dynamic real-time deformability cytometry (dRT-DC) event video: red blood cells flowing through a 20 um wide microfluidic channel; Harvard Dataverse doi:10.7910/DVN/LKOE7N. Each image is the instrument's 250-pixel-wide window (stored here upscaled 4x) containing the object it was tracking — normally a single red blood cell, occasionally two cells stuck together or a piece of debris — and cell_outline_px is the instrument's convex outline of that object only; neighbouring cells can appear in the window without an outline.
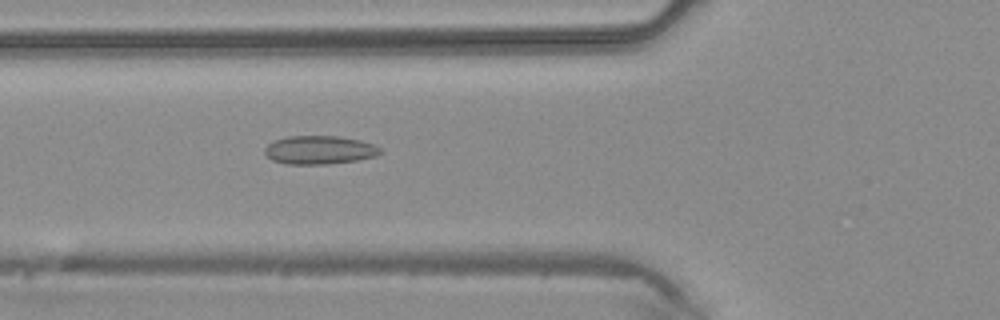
{"species": "common noctule bat (a hibernating species)", "species_latin": "Nyctalus noctula", "temperature_condition": "warm", "stored_images_in_passage": 40, "camera_frame_rate_fps": 3000, "um_per_image_px": 0.085, "animal": {"sex": "male", "body_mass_g": 20.4}, "frame": {"image": 1, "passage_image": 13, "time_ms": 4.0, "image_size_px": [1000, 320], "cell_outline_px": [[380, 152], [376, 156], [356, 160], [328, 164], [288, 164], [272, 160], [264, 152], [264, 148], [268, 144], [276, 140], [288, 136], [336, 136], [360, 140], [372, 144], [380, 148]], "centroid_in_image_um": [27.13, 12.75], "position_along_channel_um": 98.7, "area_um2": 18.96}}
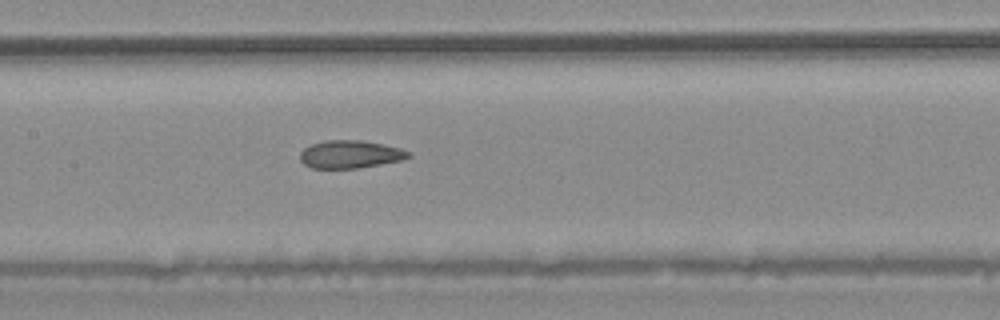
{"frame": {"image": 2, "passage_image": 18, "time_ms": 5.667, "image_size_px": [1000, 320], "cell_outline_px": [[412, 156], [404, 160], [356, 168], [312, 168], [304, 164], [300, 160], [300, 152], [304, 148], [312, 144], [324, 140], [360, 140], [384, 144], [400, 148], [408, 152]], "centroid_in_image_um": [29.76, 13.11], "position_along_channel_um": 177.6, "area_um2": 17.57}}
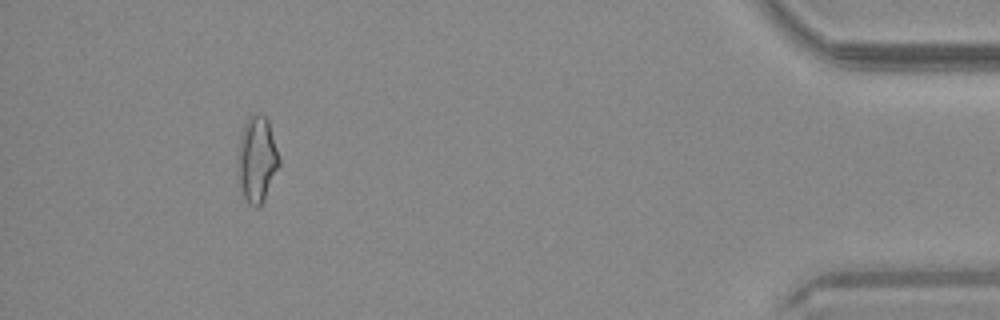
{"frame": {"image": 3, "passage_image": 37, "time_ms": 12.0, "image_size_px": [1000, 320], "cell_outline_px": [[280, 164], [264, 200], [256, 208], [248, 204], [244, 196], [236, 172], [236, 160], [240, 132], [248, 116], [252, 112], [256, 112], [264, 116], [268, 120], [280, 156]], "centroid_in_image_um": [21.81, 13.5], "position_along_channel_um": 413.4, "area_um2": 21.27}}